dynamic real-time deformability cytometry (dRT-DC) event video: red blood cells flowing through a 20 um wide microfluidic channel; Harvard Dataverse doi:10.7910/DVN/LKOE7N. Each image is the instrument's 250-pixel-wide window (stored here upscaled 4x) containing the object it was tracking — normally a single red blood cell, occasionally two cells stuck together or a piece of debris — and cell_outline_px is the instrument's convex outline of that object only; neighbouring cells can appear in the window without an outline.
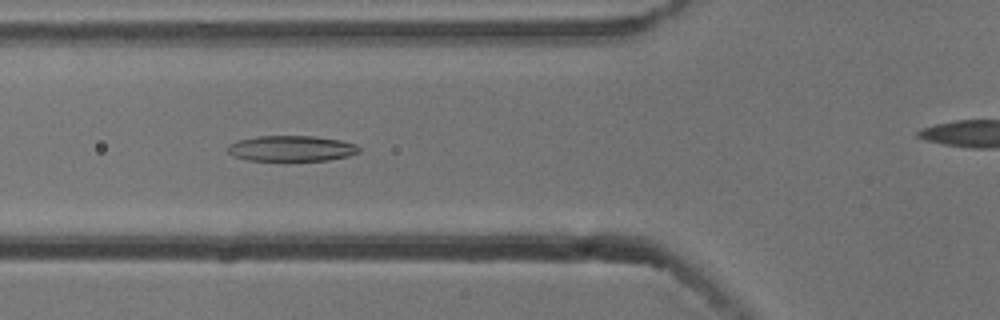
{"species": "common noctule bat (a hibernating species)", "species_latin": "Nyctalus noctula", "temperature_condition": "cold", "stored_images_in_passage": 24, "camera_frame_rate_fps": 3000, "um_per_image_px": 0.085, "animal": {"sex": "male", "body_mass_g": 13.3}, "frame": {"image": 1, "passage_image": 8, "time_ms": 2.333, "image_size_px": [1000, 320], "cell_outline_px": [[360, 152], [348, 156], [328, 160], [288, 164], [248, 160], [232, 156], [228, 152], [228, 144], [240, 140], [256, 136], [312, 136], [340, 140], [352, 144], [360, 148]], "centroid_in_image_um": [24.73, 12.68], "position_along_channel_um": 101.1, "area_um2": 20.58}}
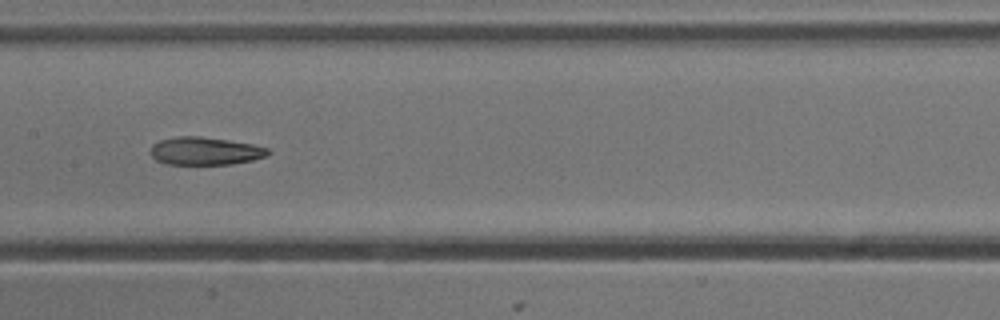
{"frame": {"image": 2, "passage_image": 15, "time_ms": 4.667, "image_size_px": [1000, 320], "cell_outline_px": [[268, 152], [264, 156], [252, 160], [232, 164], [168, 164], [156, 160], [152, 156], [152, 144], [160, 140], [180, 136], [196, 136], [252, 144], [268, 148]], "centroid_in_image_um": [17.4, 12.84], "position_along_channel_um": 190.0, "area_um2": 18.61}}
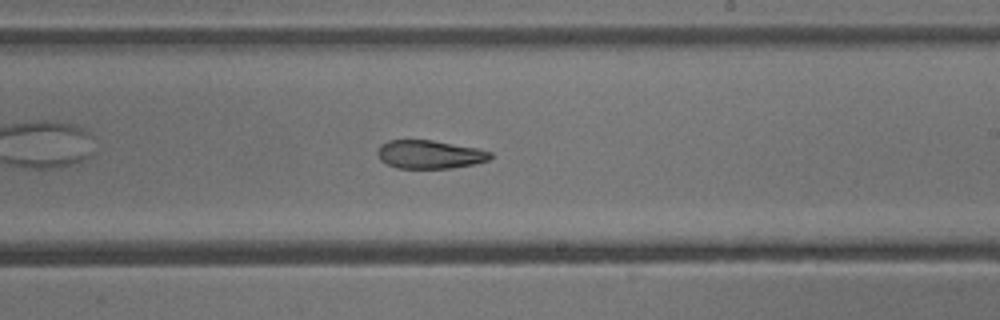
{"frame": {"image": 3, "passage_image": 20, "time_ms": 6.333, "image_size_px": [1000, 320], "cell_outline_px": [[492, 156], [488, 160], [476, 164], [452, 168], [396, 168], [380, 160], [376, 152], [380, 144], [388, 140], [432, 140], [476, 148], [492, 152]], "centroid_in_image_um": [36.5, 13.13], "position_along_channel_um": 252.5, "area_um2": 18.73}}